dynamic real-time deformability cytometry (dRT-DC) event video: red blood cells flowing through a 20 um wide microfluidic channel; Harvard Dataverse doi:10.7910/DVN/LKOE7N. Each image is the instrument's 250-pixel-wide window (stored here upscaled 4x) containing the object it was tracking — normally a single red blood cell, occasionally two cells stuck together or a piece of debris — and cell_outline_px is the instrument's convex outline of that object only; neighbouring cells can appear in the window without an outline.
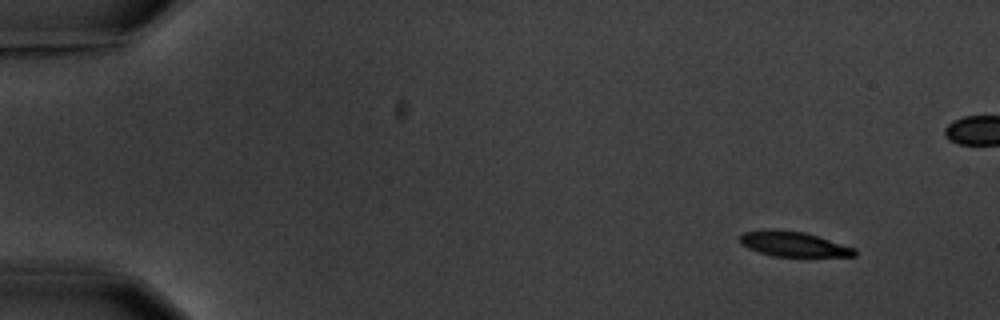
{"species": "common noctule bat (a hibernating species)", "species_latin": "Nyctalus noctula", "temperature_condition": "warm", "stored_images_in_passage": 10, "camera_frame_rate_fps": 3000, "um_per_image_px": 0.085, "animal": {"sex": "male", "body_mass_g": 20.1, "forearm_length_mm": 53.5}, "frame": {"image": 1, "passage_image": 1, "time_ms": 0.0, "image_size_px": [1000, 320], "cell_outline_px": [[856, 256], [772, 256], [748, 248], [740, 244], [740, 236], [744, 232], [804, 232], [856, 248]], "centroid_in_image_um": [67.52, 20.79], "position_along_channel_um": 17.5, "area_um2": 15.78}}